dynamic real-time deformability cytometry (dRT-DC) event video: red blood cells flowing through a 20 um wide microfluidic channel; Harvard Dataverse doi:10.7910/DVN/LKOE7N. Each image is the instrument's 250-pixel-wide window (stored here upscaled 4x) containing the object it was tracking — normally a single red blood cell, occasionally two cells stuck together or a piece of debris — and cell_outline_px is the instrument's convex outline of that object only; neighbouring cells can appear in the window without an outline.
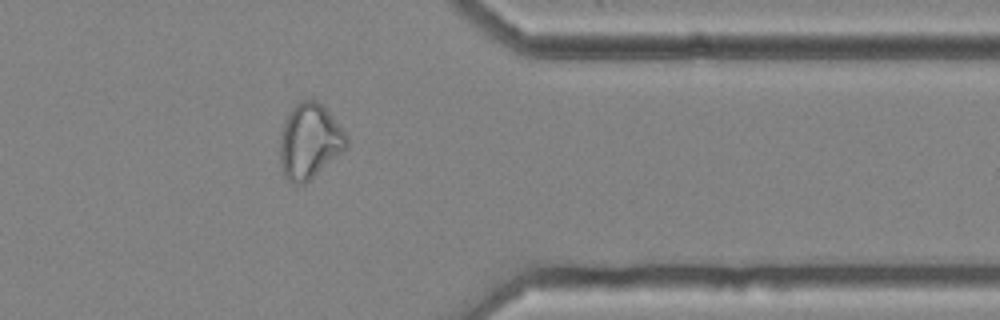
{"species": "common noctule bat (a hibernating species)", "species_latin": "Nyctalus noctula", "temperature_condition": "cold", "stored_images_in_passage": 54, "camera_frame_rate_fps": 3000, "um_per_image_px": 0.085, "animal": {"sex": "female", "body_mass_g": 25.1}, "frame": {"image": 1, "passage_image": 46, "time_ms": 15.0, "image_size_px": [1000, 320], "cell_outline_px": [[348, 144], [340, 152], [304, 184], [292, 184], [284, 176], [280, 160], [280, 140], [284, 120], [292, 108], [300, 100], [316, 100], [328, 112], [344, 132], [348, 140]], "centroid_in_image_um": [26.26, 12.0], "position_along_channel_um": 385.1, "area_um2": 28.32}, "authors_computed_cell_mechanics": {"area_um2": 29.3913, "velocity_mm_per_s": 3.6738, "shape_relaxation_time_tau1_ms": null, "shape_relaxation_time_tau2_ms": 1.8756, "deformation_change_tau1": null, "deformation_change_tau2": 0.0876}}